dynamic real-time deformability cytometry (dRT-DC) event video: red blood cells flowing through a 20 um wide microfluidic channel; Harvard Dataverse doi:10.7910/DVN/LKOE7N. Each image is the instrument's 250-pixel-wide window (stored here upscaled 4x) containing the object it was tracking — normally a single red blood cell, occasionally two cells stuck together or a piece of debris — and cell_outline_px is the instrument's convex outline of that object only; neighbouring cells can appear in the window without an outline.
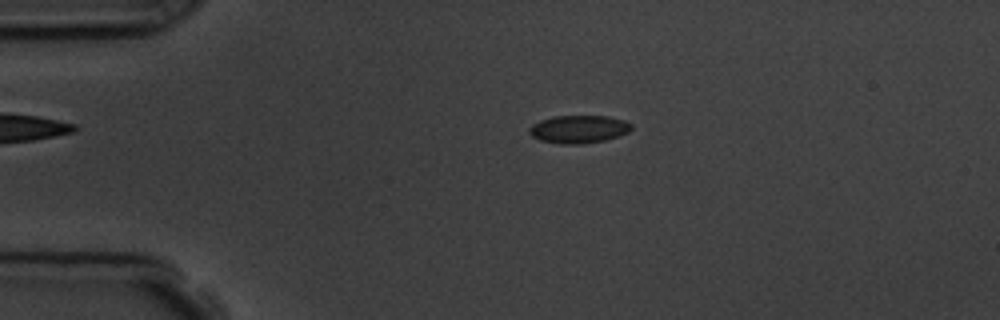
{"species": "common noctule bat (a hibernating species)", "species_latin": "Nyctalus noctula", "temperature_condition": "room temperature", "stored_images_in_passage": 3, "camera_frame_rate_fps": 3000, "um_per_image_px": 0.085, "animal": {"sex": "male", "body_mass_g": 19.5, "forearm_length_mm": 54.6}, "frame": {"image": 1, "passage_image": 2, "time_ms": 1.0, "image_size_px": [1000, 320], "cell_outline_px": [[632, 128], [628, 132], [604, 140], [584, 144], [560, 144], [540, 140], [532, 136], [528, 132], [528, 128], [532, 124], [540, 120], [552, 116], [608, 116], [624, 120], [632, 124]], "centroid_in_image_um": [49.16, 10.98], "position_along_channel_um": 35.8, "area_um2": 16.65}}